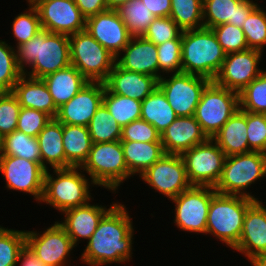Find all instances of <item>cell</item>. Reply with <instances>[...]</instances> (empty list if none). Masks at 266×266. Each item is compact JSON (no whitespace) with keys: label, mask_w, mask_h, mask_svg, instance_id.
<instances>
[{"label":"cell","mask_w":266,"mask_h":266,"mask_svg":"<svg viewBox=\"0 0 266 266\" xmlns=\"http://www.w3.org/2000/svg\"><path fill=\"white\" fill-rule=\"evenodd\" d=\"M226 53L216 35L209 28L182 31V72L205 77L213 81Z\"/></svg>","instance_id":"cell-4"},{"label":"cell","mask_w":266,"mask_h":266,"mask_svg":"<svg viewBox=\"0 0 266 266\" xmlns=\"http://www.w3.org/2000/svg\"><path fill=\"white\" fill-rule=\"evenodd\" d=\"M31 3L44 30L70 36L86 29V18L74 0H32Z\"/></svg>","instance_id":"cell-17"},{"label":"cell","mask_w":266,"mask_h":266,"mask_svg":"<svg viewBox=\"0 0 266 266\" xmlns=\"http://www.w3.org/2000/svg\"><path fill=\"white\" fill-rule=\"evenodd\" d=\"M208 139L194 116L177 117L161 134L165 153L176 155Z\"/></svg>","instance_id":"cell-23"},{"label":"cell","mask_w":266,"mask_h":266,"mask_svg":"<svg viewBox=\"0 0 266 266\" xmlns=\"http://www.w3.org/2000/svg\"><path fill=\"white\" fill-rule=\"evenodd\" d=\"M0 155L21 157L42 166L37 137L28 136L17 129L3 137Z\"/></svg>","instance_id":"cell-33"},{"label":"cell","mask_w":266,"mask_h":266,"mask_svg":"<svg viewBox=\"0 0 266 266\" xmlns=\"http://www.w3.org/2000/svg\"><path fill=\"white\" fill-rule=\"evenodd\" d=\"M116 11L132 36H143L150 23L155 19L141 0H129Z\"/></svg>","instance_id":"cell-37"},{"label":"cell","mask_w":266,"mask_h":266,"mask_svg":"<svg viewBox=\"0 0 266 266\" xmlns=\"http://www.w3.org/2000/svg\"><path fill=\"white\" fill-rule=\"evenodd\" d=\"M115 63L124 70L153 76L159 80L157 45L143 36H132L125 48L115 57Z\"/></svg>","instance_id":"cell-22"},{"label":"cell","mask_w":266,"mask_h":266,"mask_svg":"<svg viewBox=\"0 0 266 266\" xmlns=\"http://www.w3.org/2000/svg\"><path fill=\"white\" fill-rule=\"evenodd\" d=\"M125 204L117 202L99 221L79 258L88 266L127 264L133 258L134 226ZM127 262V263H126Z\"/></svg>","instance_id":"cell-1"},{"label":"cell","mask_w":266,"mask_h":266,"mask_svg":"<svg viewBox=\"0 0 266 266\" xmlns=\"http://www.w3.org/2000/svg\"><path fill=\"white\" fill-rule=\"evenodd\" d=\"M124 160L133 176L142 174L165 153L161 142L121 141Z\"/></svg>","instance_id":"cell-30"},{"label":"cell","mask_w":266,"mask_h":266,"mask_svg":"<svg viewBox=\"0 0 266 266\" xmlns=\"http://www.w3.org/2000/svg\"><path fill=\"white\" fill-rule=\"evenodd\" d=\"M239 109L266 114V69L239 93Z\"/></svg>","instance_id":"cell-39"},{"label":"cell","mask_w":266,"mask_h":266,"mask_svg":"<svg viewBox=\"0 0 266 266\" xmlns=\"http://www.w3.org/2000/svg\"><path fill=\"white\" fill-rule=\"evenodd\" d=\"M129 0H106L107 8L111 10L118 9L121 5L126 4Z\"/></svg>","instance_id":"cell-53"},{"label":"cell","mask_w":266,"mask_h":266,"mask_svg":"<svg viewBox=\"0 0 266 266\" xmlns=\"http://www.w3.org/2000/svg\"><path fill=\"white\" fill-rule=\"evenodd\" d=\"M239 109V93L211 81L203 90L194 118L210 139Z\"/></svg>","instance_id":"cell-9"},{"label":"cell","mask_w":266,"mask_h":266,"mask_svg":"<svg viewBox=\"0 0 266 266\" xmlns=\"http://www.w3.org/2000/svg\"><path fill=\"white\" fill-rule=\"evenodd\" d=\"M211 29L226 54L249 49L244 32L240 27L223 23Z\"/></svg>","instance_id":"cell-44"},{"label":"cell","mask_w":266,"mask_h":266,"mask_svg":"<svg viewBox=\"0 0 266 266\" xmlns=\"http://www.w3.org/2000/svg\"><path fill=\"white\" fill-rule=\"evenodd\" d=\"M15 54L19 69L32 78L42 79L71 65L69 36L44 29L15 47Z\"/></svg>","instance_id":"cell-2"},{"label":"cell","mask_w":266,"mask_h":266,"mask_svg":"<svg viewBox=\"0 0 266 266\" xmlns=\"http://www.w3.org/2000/svg\"><path fill=\"white\" fill-rule=\"evenodd\" d=\"M154 17H168L171 12V0H141Z\"/></svg>","instance_id":"cell-51"},{"label":"cell","mask_w":266,"mask_h":266,"mask_svg":"<svg viewBox=\"0 0 266 266\" xmlns=\"http://www.w3.org/2000/svg\"><path fill=\"white\" fill-rule=\"evenodd\" d=\"M86 30L115 57L132 38L118 12L111 9L87 18Z\"/></svg>","instance_id":"cell-18"},{"label":"cell","mask_w":266,"mask_h":266,"mask_svg":"<svg viewBox=\"0 0 266 266\" xmlns=\"http://www.w3.org/2000/svg\"><path fill=\"white\" fill-rule=\"evenodd\" d=\"M92 144L88 127L63 124L66 168L81 167L88 158Z\"/></svg>","instance_id":"cell-31"},{"label":"cell","mask_w":266,"mask_h":266,"mask_svg":"<svg viewBox=\"0 0 266 266\" xmlns=\"http://www.w3.org/2000/svg\"><path fill=\"white\" fill-rule=\"evenodd\" d=\"M51 170L52 174L49 172ZM51 170L45 171L44 192L40 204H46L62 214L68 209L94 200L91 188L97 185L80 167Z\"/></svg>","instance_id":"cell-3"},{"label":"cell","mask_w":266,"mask_h":266,"mask_svg":"<svg viewBox=\"0 0 266 266\" xmlns=\"http://www.w3.org/2000/svg\"><path fill=\"white\" fill-rule=\"evenodd\" d=\"M102 103L122 128L141 117V101L114 94L106 88Z\"/></svg>","instance_id":"cell-35"},{"label":"cell","mask_w":266,"mask_h":266,"mask_svg":"<svg viewBox=\"0 0 266 266\" xmlns=\"http://www.w3.org/2000/svg\"><path fill=\"white\" fill-rule=\"evenodd\" d=\"M214 187L191 186L171 199L174 203L173 223L183 232L206 234L207 216Z\"/></svg>","instance_id":"cell-10"},{"label":"cell","mask_w":266,"mask_h":266,"mask_svg":"<svg viewBox=\"0 0 266 266\" xmlns=\"http://www.w3.org/2000/svg\"><path fill=\"white\" fill-rule=\"evenodd\" d=\"M249 262L251 266H266V255L254 257Z\"/></svg>","instance_id":"cell-54"},{"label":"cell","mask_w":266,"mask_h":266,"mask_svg":"<svg viewBox=\"0 0 266 266\" xmlns=\"http://www.w3.org/2000/svg\"><path fill=\"white\" fill-rule=\"evenodd\" d=\"M27 4L29 7L16 15L11 22L12 35L16 39L14 40L16 45H12L14 48L31 40L42 30L36 7L31 2Z\"/></svg>","instance_id":"cell-38"},{"label":"cell","mask_w":266,"mask_h":266,"mask_svg":"<svg viewBox=\"0 0 266 266\" xmlns=\"http://www.w3.org/2000/svg\"><path fill=\"white\" fill-rule=\"evenodd\" d=\"M244 255L248 262L257 256L266 255V205L255 201L246 211L241 237L233 249Z\"/></svg>","instance_id":"cell-20"},{"label":"cell","mask_w":266,"mask_h":266,"mask_svg":"<svg viewBox=\"0 0 266 266\" xmlns=\"http://www.w3.org/2000/svg\"><path fill=\"white\" fill-rule=\"evenodd\" d=\"M182 33L176 38L157 45L159 79L168 74L182 72L181 65Z\"/></svg>","instance_id":"cell-43"},{"label":"cell","mask_w":266,"mask_h":266,"mask_svg":"<svg viewBox=\"0 0 266 266\" xmlns=\"http://www.w3.org/2000/svg\"><path fill=\"white\" fill-rule=\"evenodd\" d=\"M25 246V230L8 229L0 225V266H16Z\"/></svg>","instance_id":"cell-40"},{"label":"cell","mask_w":266,"mask_h":266,"mask_svg":"<svg viewBox=\"0 0 266 266\" xmlns=\"http://www.w3.org/2000/svg\"><path fill=\"white\" fill-rule=\"evenodd\" d=\"M254 202L244 196L216 192L209 206L206 235L215 237L233 250L241 237L246 211Z\"/></svg>","instance_id":"cell-5"},{"label":"cell","mask_w":266,"mask_h":266,"mask_svg":"<svg viewBox=\"0 0 266 266\" xmlns=\"http://www.w3.org/2000/svg\"><path fill=\"white\" fill-rule=\"evenodd\" d=\"M71 65L89 82H104L115 64V56L85 29L69 36Z\"/></svg>","instance_id":"cell-8"},{"label":"cell","mask_w":266,"mask_h":266,"mask_svg":"<svg viewBox=\"0 0 266 266\" xmlns=\"http://www.w3.org/2000/svg\"><path fill=\"white\" fill-rule=\"evenodd\" d=\"M180 156L192 186L215 187L220 179L226 155L213 139L209 138Z\"/></svg>","instance_id":"cell-11"},{"label":"cell","mask_w":266,"mask_h":266,"mask_svg":"<svg viewBox=\"0 0 266 266\" xmlns=\"http://www.w3.org/2000/svg\"><path fill=\"white\" fill-rule=\"evenodd\" d=\"M263 55L264 52L250 48L226 54L213 82L220 87L240 93L265 70L259 66L260 61L263 62Z\"/></svg>","instance_id":"cell-16"},{"label":"cell","mask_w":266,"mask_h":266,"mask_svg":"<svg viewBox=\"0 0 266 266\" xmlns=\"http://www.w3.org/2000/svg\"><path fill=\"white\" fill-rule=\"evenodd\" d=\"M182 30L168 17H155L150 23L143 37L155 45H160L166 41L176 39Z\"/></svg>","instance_id":"cell-46"},{"label":"cell","mask_w":266,"mask_h":266,"mask_svg":"<svg viewBox=\"0 0 266 266\" xmlns=\"http://www.w3.org/2000/svg\"><path fill=\"white\" fill-rule=\"evenodd\" d=\"M212 139L226 157L251 152L247 139V111L238 109Z\"/></svg>","instance_id":"cell-27"},{"label":"cell","mask_w":266,"mask_h":266,"mask_svg":"<svg viewBox=\"0 0 266 266\" xmlns=\"http://www.w3.org/2000/svg\"><path fill=\"white\" fill-rule=\"evenodd\" d=\"M92 143L119 141L122 136V127L101 103L88 125Z\"/></svg>","instance_id":"cell-34"},{"label":"cell","mask_w":266,"mask_h":266,"mask_svg":"<svg viewBox=\"0 0 266 266\" xmlns=\"http://www.w3.org/2000/svg\"><path fill=\"white\" fill-rule=\"evenodd\" d=\"M210 82L205 77L181 72L161 77L158 87L177 117H189L194 116L201 94Z\"/></svg>","instance_id":"cell-12"},{"label":"cell","mask_w":266,"mask_h":266,"mask_svg":"<svg viewBox=\"0 0 266 266\" xmlns=\"http://www.w3.org/2000/svg\"><path fill=\"white\" fill-rule=\"evenodd\" d=\"M149 188L171 200L192 185L188 181L184 161L180 155L164 154L139 176Z\"/></svg>","instance_id":"cell-14"},{"label":"cell","mask_w":266,"mask_h":266,"mask_svg":"<svg viewBox=\"0 0 266 266\" xmlns=\"http://www.w3.org/2000/svg\"><path fill=\"white\" fill-rule=\"evenodd\" d=\"M247 139L251 151L266 153V114L247 111Z\"/></svg>","instance_id":"cell-47"},{"label":"cell","mask_w":266,"mask_h":266,"mask_svg":"<svg viewBox=\"0 0 266 266\" xmlns=\"http://www.w3.org/2000/svg\"><path fill=\"white\" fill-rule=\"evenodd\" d=\"M258 5L253 0H203L204 27L211 29L229 23L241 28Z\"/></svg>","instance_id":"cell-25"},{"label":"cell","mask_w":266,"mask_h":266,"mask_svg":"<svg viewBox=\"0 0 266 266\" xmlns=\"http://www.w3.org/2000/svg\"><path fill=\"white\" fill-rule=\"evenodd\" d=\"M21 106L12 92L0 93V134L5 135L16 130Z\"/></svg>","instance_id":"cell-45"},{"label":"cell","mask_w":266,"mask_h":266,"mask_svg":"<svg viewBox=\"0 0 266 266\" xmlns=\"http://www.w3.org/2000/svg\"><path fill=\"white\" fill-rule=\"evenodd\" d=\"M74 2L86 19L108 10L106 0H74Z\"/></svg>","instance_id":"cell-50"},{"label":"cell","mask_w":266,"mask_h":266,"mask_svg":"<svg viewBox=\"0 0 266 266\" xmlns=\"http://www.w3.org/2000/svg\"><path fill=\"white\" fill-rule=\"evenodd\" d=\"M57 108L72 99L89 81L70 65L42 78Z\"/></svg>","instance_id":"cell-29"},{"label":"cell","mask_w":266,"mask_h":266,"mask_svg":"<svg viewBox=\"0 0 266 266\" xmlns=\"http://www.w3.org/2000/svg\"><path fill=\"white\" fill-rule=\"evenodd\" d=\"M120 141L161 142V134L150 123L138 119L122 128Z\"/></svg>","instance_id":"cell-49"},{"label":"cell","mask_w":266,"mask_h":266,"mask_svg":"<svg viewBox=\"0 0 266 266\" xmlns=\"http://www.w3.org/2000/svg\"><path fill=\"white\" fill-rule=\"evenodd\" d=\"M203 0H171L170 18L182 31L200 29L203 24Z\"/></svg>","instance_id":"cell-36"},{"label":"cell","mask_w":266,"mask_h":266,"mask_svg":"<svg viewBox=\"0 0 266 266\" xmlns=\"http://www.w3.org/2000/svg\"><path fill=\"white\" fill-rule=\"evenodd\" d=\"M12 93L17 97L21 107L43 111L51 118H55L58 113V108L43 79L23 74L14 85Z\"/></svg>","instance_id":"cell-26"},{"label":"cell","mask_w":266,"mask_h":266,"mask_svg":"<svg viewBox=\"0 0 266 266\" xmlns=\"http://www.w3.org/2000/svg\"><path fill=\"white\" fill-rule=\"evenodd\" d=\"M16 266H46L37 256L27 247L20 252Z\"/></svg>","instance_id":"cell-52"},{"label":"cell","mask_w":266,"mask_h":266,"mask_svg":"<svg viewBox=\"0 0 266 266\" xmlns=\"http://www.w3.org/2000/svg\"><path fill=\"white\" fill-rule=\"evenodd\" d=\"M0 39V93L12 92L23 72L16 62L15 48Z\"/></svg>","instance_id":"cell-41"},{"label":"cell","mask_w":266,"mask_h":266,"mask_svg":"<svg viewBox=\"0 0 266 266\" xmlns=\"http://www.w3.org/2000/svg\"><path fill=\"white\" fill-rule=\"evenodd\" d=\"M25 234L26 246L46 266H71L70 255L76 247L58 220L43 232L26 230Z\"/></svg>","instance_id":"cell-13"},{"label":"cell","mask_w":266,"mask_h":266,"mask_svg":"<svg viewBox=\"0 0 266 266\" xmlns=\"http://www.w3.org/2000/svg\"><path fill=\"white\" fill-rule=\"evenodd\" d=\"M264 177H266V153L251 151L227 156L214 190L220 194L239 195L259 201L260 198H256L249 189Z\"/></svg>","instance_id":"cell-6"},{"label":"cell","mask_w":266,"mask_h":266,"mask_svg":"<svg viewBox=\"0 0 266 266\" xmlns=\"http://www.w3.org/2000/svg\"><path fill=\"white\" fill-rule=\"evenodd\" d=\"M45 169L37 162L17 156L0 155V173L5 188L33 196L40 204L44 192Z\"/></svg>","instance_id":"cell-15"},{"label":"cell","mask_w":266,"mask_h":266,"mask_svg":"<svg viewBox=\"0 0 266 266\" xmlns=\"http://www.w3.org/2000/svg\"><path fill=\"white\" fill-rule=\"evenodd\" d=\"M177 118L163 91L157 87L141 103L140 119L162 132Z\"/></svg>","instance_id":"cell-32"},{"label":"cell","mask_w":266,"mask_h":266,"mask_svg":"<svg viewBox=\"0 0 266 266\" xmlns=\"http://www.w3.org/2000/svg\"><path fill=\"white\" fill-rule=\"evenodd\" d=\"M97 185L113 193L134 176L129 172L121 141L93 143L88 158L80 167ZM117 190V191H116Z\"/></svg>","instance_id":"cell-7"},{"label":"cell","mask_w":266,"mask_h":266,"mask_svg":"<svg viewBox=\"0 0 266 266\" xmlns=\"http://www.w3.org/2000/svg\"><path fill=\"white\" fill-rule=\"evenodd\" d=\"M158 81L153 76L124 70L115 63L104 85L109 92L142 102L158 87Z\"/></svg>","instance_id":"cell-24"},{"label":"cell","mask_w":266,"mask_h":266,"mask_svg":"<svg viewBox=\"0 0 266 266\" xmlns=\"http://www.w3.org/2000/svg\"><path fill=\"white\" fill-rule=\"evenodd\" d=\"M104 82H88L72 99L58 108L56 119L62 124L88 127L101 105Z\"/></svg>","instance_id":"cell-19"},{"label":"cell","mask_w":266,"mask_h":266,"mask_svg":"<svg viewBox=\"0 0 266 266\" xmlns=\"http://www.w3.org/2000/svg\"><path fill=\"white\" fill-rule=\"evenodd\" d=\"M2 142H3V136L0 134V152H1V149H2Z\"/></svg>","instance_id":"cell-55"},{"label":"cell","mask_w":266,"mask_h":266,"mask_svg":"<svg viewBox=\"0 0 266 266\" xmlns=\"http://www.w3.org/2000/svg\"><path fill=\"white\" fill-rule=\"evenodd\" d=\"M51 117L43 111L21 107L16 129L28 136L37 137Z\"/></svg>","instance_id":"cell-48"},{"label":"cell","mask_w":266,"mask_h":266,"mask_svg":"<svg viewBox=\"0 0 266 266\" xmlns=\"http://www.w3.org/2000/svg\"><path fill=\"white\" fill-rule=\"evenodd\" d=\"M258 5L245 19L241 29L250 49L264 52L266 47V10Z\"/></svg>","instance_id":"cell-42"},{"label":"cell","mask_w":266,"mask_h":266,"mask_svg":"<svg viewBox=\"0 0 266 266\" xmlns=\"http://www.w3.org/2000/svg\"><path fill=\"white\" fill-rule=\"evenodd\" d=\"M42 167L45 170L66 168V157L63 148V124L56 118L46 124L38 134Z\"/></svg>","instance_id":"cell-28"},{"label":"cell","mask_w":266,"mask_h":266,"mask_svg":"<svg viewBox=\"0 0 266 266\" xmlns=\"http://www.w3.org/2000/svg\"><path fill=\"white\" fill-rule=\"evenodd\" d=\"M91 202L93 201L64 211L61 214L64 216V220L58 221L76 247L82 240L84 242V240L90 239L96 231L99 221L117 203V201L111 202L112 204L107 208L106 205L95 204V202L91 204Z\"/></svg>","instance_id":"cell-21"}]
</instances>
